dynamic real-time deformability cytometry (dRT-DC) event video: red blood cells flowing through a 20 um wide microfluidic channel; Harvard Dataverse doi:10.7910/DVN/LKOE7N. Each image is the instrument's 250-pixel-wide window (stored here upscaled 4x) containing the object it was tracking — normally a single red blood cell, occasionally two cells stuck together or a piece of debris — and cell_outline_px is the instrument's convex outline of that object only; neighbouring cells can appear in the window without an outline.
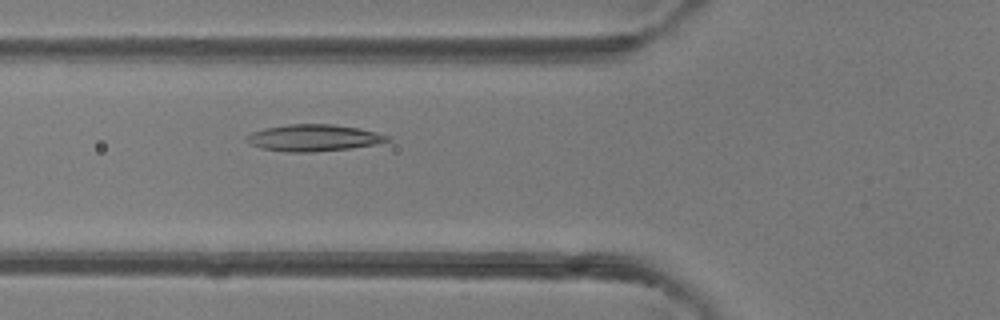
{"species": "common noctule bat (a hibernating species)", "species_latin": "Nyctalus noctula", "temperature_condition": "room temperature", "stored_images_in_passage": 4, "camera_frame_rate_fps": 3000, "um_per_image_px": 0.085, "animal": {"sex": "female"}, "frame": {"image": 1, "passage_image": 4, "time_ms": 3.667, "image_size_px": [1000, 320], "cell_outline_px": [[392, 140], [376, 144], [352, 148], [312, 152], [284, 152], [260, 148], [252, 144], [244, 136], [252, 132], [264, 128], [288, 124], [332, 124], [360, 128], [392, 136]], "centroid_in_image_um": [26.69, 11.71], "position_along_channel_um": 99.1, "area_um2": 22.08}}